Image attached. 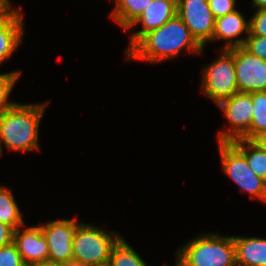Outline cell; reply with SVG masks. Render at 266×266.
<instances>
[{
	"instance_id": "cell-17",
	"label": "cell",
	"mask_w": 266,
	"mask_h": 266,
	"mask_svg": "<svg viewBox=\"0 0 266 266\" xmlns=\"http://www.w3.org/2000/svg\"><path fill=\"white\" fill-rule=\"evenodd\" d=\"M152 0H115V7L111 12L113 21L127 29L145 10Z\"/></svg>"
},
{
	"instance_id": "cell-13",
	"label": "cell",
	"mask_w": 266,
	"mask_h": 266,
	"mask_svg": "<svg viewBox=\"0 0 266 266\" xmlns=\"http://www.w3.org/2000/svg\"><path fill=\"white\" fill-rule=\"evenodd\" d=\"M243 33H246L247 36L249 35V21L244 18L242 13L235 10L216 18L211 42L223 39V41L225 40L226 42L222 49L227 50L234 47H241L244 45L247 38L240 37Z\"/></svg>"
},
{
	"instance_id": "cell-12",
	"label": "cell",
	"mask_w": 266,
	"mask_h": 266,
	"mask_svg": "<svg viewBox=\"0 0 266 266\" xmlns=\"http://www.w3.org/2000/svg\"><path fill=\"white\" fill-rule=\"evenodd\" d=\"M177 0H152L139 17L127 28L142 24V29L130 35L125 53L147 32L157 29L176 15Z\"/></svg>"
},
{
	"instance_id": "cell-21",
	"label": "cell",
	"mask_w": 266,
	"mask_h": 266,
	"mask_svg": "<svg viewBox=\"0 0 266 266\" xmlns=\"http://www.w3.org/2000/svg\"><path fill=\"white\" fill-rule=\"evenodd\" d=\"M21 71H11L9 73L0 74V113L11 108L17 102L9 101L11 90L16 81L19 79Z\"/></svg>"
},
{
	"instance_id": "cell-20",
	"label": "cell",
	"mask_w": 266,
	"mask_h": 266,
	"mask_svg": "<svg viewBox=\"0 0 266 266\" xmlns=\"http://www.w3.org/2000/svg\"><path fill=\"white\" fill-rule=\"evenodd\" d=\"M108 266H148L140 255L121 237L114 245Z\"/></svg>"
},
{
	"instance_id": "cell-2",
	"label": "cell",
	"mask_w": 266,
	"mask_h": 266,
	"mask_svg": "<svg viewBox=\"0 0 266 266\" xmlns=\"http://www.w3.org/2000/svg\"><path fill=\"white\" fill-rule=\"evenodd\" d=\"M48 102L40 104L16 103L0 113V156L2 144L9 151L39 150V127Z\"/></svg>"
},
{
	"instance_id": "cell-14",
	"label": "cell",
	"mask_w": 266,
	"mask_h": 266,
	"mask_svg": "<svg viewBox=\"0 0 266 266\" xmlns=\"http://www.w3.org/2000/svg\"><path fill=\"white\" fill-rule=\"evenodd\" d=\"M21 7H16L7 17L0 19V65L7 61L21 44L24 21Z\"/></svg>"
},
{
	"instance_id": "cell-9",
	"label": "cell",
	"mask_w": 266,
	"mask_h": 266,
	"mask_svg": "<svg viewBox=\"0 0 266 266\" xmlns=\"http://www.w3.org/2000/svg\"><path fill=\"white\" fill-rule=\"evenodd\" d=\"M39 224L48 245V261L72 265L73 235L80 223L75 219H56L45 224H41V222Z\"/></svg>"
},
{
	"instance_id": "cell-11",
	"label": "cell",
	"mask_w": 266,
	"mask_h": 266,
	"mask_svg": "<svg viewBox=\"0 0 266 266\" xmlns=\"http://www.w3.org/2000/svg\"><path fill=\"white\" fill-rule=\"evenodd\" d=\"M23 226L14 230L13 243L16 245L24 263L31 266L37 263L48 261V245L41 227L28 226L22 230Z\"/></svg>"
},
{
	"instance_id": "cell-22",
	"label": "cell",
	"mask_w": 266,
	"mask_h": 266,
	"mask_svg": "<svg viewBox=\"0 0 266 266\" xmlns=\"http://www.w3.org/2000/svg\"><path fill=\"white\" fill-rule=\"evenodd\" d=\"M0 266H27L13 242L0 247Z\"/></svg>"
},
{
	"instance_id": "cell-3",
	"label": "cell",
	"mask_w": 266,
	"mask_h": 266,
	"mask_svg": "<svg viewBox=\"0 0 266 266\" xmlns=\"http://www.w3.org/2000/svg\"><path fill=\"white\" fill-rule=\"evenodd\" d=\"M176 254L189 266H237L232 235L202 234L181 246Z\"/></svg>"
},
{
	"instance_id": "cell-30",
	"label": "cell",
	"mask_w": 266,
	"mask_h": 266,
	"mask_svg": "<svg viewBox=\"0 0 266 266\" xmlns=\"http://www.w3.org/2000/svg\"><path fill=\"white\" fill-rule=\"evenodd\" d=\"M31 266H73V265H67L63 263H56V262H50V261H44L42 263H37Z\"/></svg>"
},
{
	"instance_id": "cell-23",
	"label": "cell",
	"mask_w": 266,
	"mask_h": 266,
	"mask_svg": "<svg viewBox=\"0 0 266 266\" xmlns=\"http://www.w3.org/2000/svg\"><path fill=\"white\" fill-rule=\"evenodd\" d=\"M246 37L243 47L251 54L266 61V37L257 35Z\"/></svg>"
},
{
	"instance_id": "cell-4",
	"label": "cell",
	"mask_w": 266,
	"mask_h": 266,
	"mask_svg": "<svg viewBox=\"0 0 266 266\" xmlns=\"http://www.w3.org/2000/svg\"><path fill=\"white\" fill-rule=\"evenodd\" d=\"M114 231L106 232L100 227L81 223L72 241L73 266H100L108 264L114 245L121 238Z\"/></svg>"
},
{
	"instance_id": "cell-6",
	"label": "cell",
	"mask_w": 266,
	"mask_h": 266,
	"mask_svg": "<svg viewBox=\"0 0 266 266\" xmlns=\"http://www.w3.org/2000/svg\"><path fill=\"white\" fill-rule=\"evenodd\" d=\"M218 147L224 173L250 198L266 202V181L253 172L244 155L231 142H218Z\"/></svg>"
},
{
	"instance_id": "cell-31",
	"label": "cell",
	"mask_w": 266,
	"mask_h": 266,
	"mask_svg": "<svg viewBox=\"0 0 266 266\" xmlns=\"http://www.w3.org/2000/svg\"><path fill=\"white\" fill-rule=\"evenodd\" d=\"M167 266V265H166ZM175 266H189L182 258H180L177 254H176V264Z\"/></svg>"
},
{
	"instance_id": "cell-16",
	"label": "cell",
	"mask_w": 266,
	"mask_h": 266,
	"mask_svg": "<svg viewBox=\"0 0 266 266\" xmlns=\"http://www.w3.org/2000/svg\"><path fill=\"white\" fill-rule=\"evenodd\" d=\"M231 143L244 155L253 172L266 181V150L253 140L241 138Z\"/></svg>"
},
{
	"instance_id": "cell-19",
	"label": "cell",
	"mask_w": 266,
	"mask_h": 266,
	"mask_svg": "<svg viewBox=\"0 0 266 266\" xmlns=\"http://www.w3.org/2000/svg\"><path fill=\"white\" fill-rule=\"evenodd\" d=\"M253 118L249 131L242 137L254 140L266 131V91L252 92Z\"/></svg>"
},
{
	"instance_id": "cell-7",
	"label": "cell",
	"mask_w": 266,
	"mask_h": 266,
	"mask_svg": "<svg viewBox=\"0 0 266 266\" xmlns=\"http://www.w3.org/2000/svg\"><path fill=\"white\" fill-rule=\"evenodd\" d=\"M230 123L227 130H219L218 142L241 139L250 129L253 118L252 93L238 92L216 105Z\"/></svg>"
},
{
	"instance_id": "cell-25",
	"label": "cell",
	"mask_w": 266,
	"mask_h": 266,
	"mask_svg": "<svg viewBox=\"0 0 266 266\" xmlns=\"http://www.w3.org/2000/svg\"><path fill=\"white\" fill-rule=\"evenodd\" d=\"M207 2L215 18L237 10L236 0H207Z\"/></svg>"
},
{
	"instance_id": "cell-24",
	"label": "cell",
	"mask_w": 266,
	"mask_h": 266,
	"mask_svg": "<svg viewBox=\"0 0 266 266\" xmlns=\"http://www.w3.org/2000/svg\"><path fill=\"white\" fill-rule=\"evenodd\" d=\"M249 35L266 37V9L257 10L249 19Z\"/></svg>"
},
{
	"instance_id": "cell-26",
	"label": "cell",
	"mask_w": 266,
	"mask_h": 266,
	"mask_svg": "<svg viewBox=\"0 0 266 266\" xmlns=\"http://www.w3.org/2000/svg\"><path fill=\"white\" fill-rule=\"evenodd\" d=\"M14 229L0 221V247L13 242Z\"/></svg>"
},
{
	"instance_id": "cell-8",
	"label": "cell",
	"mask_w": 266,
	"mask_h": 266,
	"mask_svg": "<svg viewBox=\"0 0 266 266\" xmlns=\"http://www.w3.org/2000/svg\"><path fill=\"white\" fill-rule=\"evenodd\" d=\"M176 14L205 48L206 42L212 40L216 20L207 0H177Z\"/></svg>"
},
{
	"instance_id": "cell-29",
	"label": "cell",
	"mask_w": 266,
	"mask_h": 266,
	"mask_svg": "<svg viewBox=\"0 0 266 266\" xmlns=\"http://www.w3.org/2000/svg\"><path fill=\"white\" fill-rule=\"evenodd\" d=\"M253 8L257 10L266 9V0H252Z\"/></svg>"
},
{
	"instance_id": "cell-1",
	"label": "cell",
	"mask_w": 266,
	"mask_h": 266,
	"mask_svg": "<svg viewBox=\"0 0 266 266\" xmlns=\"http://www.w3.org/2000/svg\"><path fill=\"white\" fill-rule=\"evenodd\" d=\"M200 53L203 47L176 14L161 27L145 33L127 52V60L160 62L172 60L179 53Z\"/></svg>"
},
{
	"instance_id": "cell-5",
	"label": "cell",
	"mask_w": 266,
	"mask_h": 266,
	"mask_svg": "<svg viewBox=\"0 0 266 266\" xmlns=\"http://www.w3.org/2000/svg\"><path fill=\"white\" fill-rule=\"evenodd\" d=\"M202 70L201 92L215 102V105L239 92L234 48L221 49L218 59Z\"/></svg>"
},
{
	"instance_id": "cell-15",
	"label": "cell",
	"mask_w": 266,
	"mask_h": 266,
	"mask_svg": "<svg viewBox=\"0 0 266 266\" xmlns=\"http://www.w3.org/2000/svg\"><path fill=\"white\" fill-rule=\"evenodd\" d=\"M237 266H266V239L233 236Z\"/></svg>"
},
{
	"instance_id": "cell-27",
	"label": "cell",
	"mask_w": 266,
	"mask_h": 266,
	"mask_svg": "<svg viewBox=\"0 0 266 266\" xmlns=\"http://www.w3.org/2000/svg\"><path fill=\"white\" fill-rule=\"evenodd\" d=\"M9 0H0V19L7 17L15 8Z\"/></svg>"
},
{
	"instance_id": "cell-28",
	"label": "cell",
	"mask_w": 266,
	"mask_h": 266,
	"mask_svg": "<svg viewBox=\"0 0 266 266\" xmlns=\"http://www.w3.org/2000/svg\"><path fill=\"white\" fill-rule=\"evenodd\" d=\"M253 141L266 150V131L258 135Z\"/></svg>"
},
{
	"instance_id": "cell-10",
	"label": "cell",
	"mask_w": 266,
	"mask_h": 266,
	"mask_svg": "<svg viewBox=\"0 0 266 266\" xmlns=\"http://www.w3.org/2000/svg\"><path fill=\"white\" fill-rule=\"evenodd\" d=\"M234 62L239 92L266 91V61L243 46L234 47Z\"/></svg>"
},
{
	"instance_id": "cell-18",
	"label": "cell",
	"mask_w": 266,
	"mask_h": 266,
	"mask_svg": "<svg viewBox=\"0 0 266 266\" xmlns=\"http://www.w3.org/2000/svg\"><path fill=\"white\" fill-rule=\"evenodd\" d=\"M0 221L14 230L25 226L13 193L3 186H0Z\"/></svg>"
}]
</instances>
